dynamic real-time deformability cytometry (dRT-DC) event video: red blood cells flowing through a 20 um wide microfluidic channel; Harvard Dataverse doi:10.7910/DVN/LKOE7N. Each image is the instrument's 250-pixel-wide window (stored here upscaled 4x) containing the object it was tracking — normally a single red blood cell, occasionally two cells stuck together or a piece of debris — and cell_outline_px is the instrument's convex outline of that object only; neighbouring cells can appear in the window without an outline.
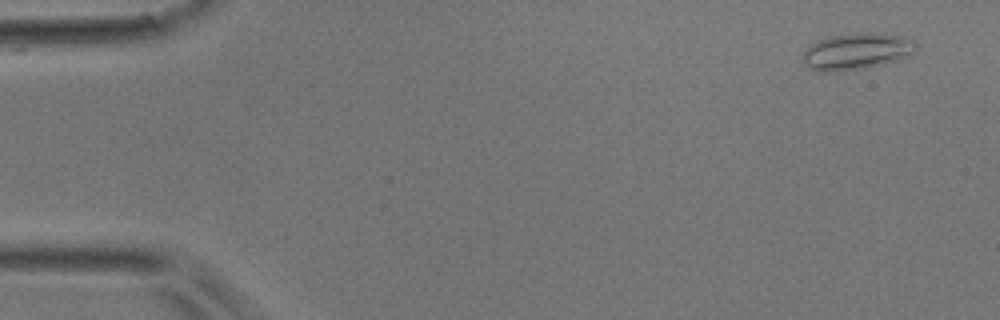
{"species": "common noctule bat (a hibernating species)", "species_latin": "Nyctalus noctula", "temperature_condition": "room temperature", "stored_images_in_passage": 49, "camera_frame_rate_fps": 3000, "um_per_image_px": 0.085, "animal": {"sex": "male", "body_mass_g": 17.9}, "frame": {"image": 1, "passage_image": 1, "time_ms": 0.0, "image_size_px": [1000, 320], "cell_outline_px": [[916, 48], [908, 56], [896, 60], [864, 68], [828, 72], [824, 72], [812, 68], [800, 56], [812, 44], [828, 36], [856, 32], [884, 32], [916, 40]], "centroid_in_image_um": [72.85, 4.32], "position_along_channel_um": 12.1, "area_um2": 23.93}}
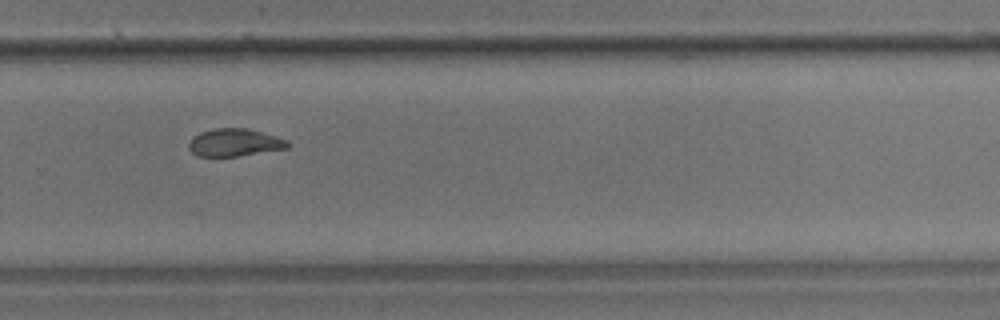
{"frame": {"image": 2, "passage_image": 32, "time_ms": 10.333, "image_size_px": [1000, 320], "cell_outline_px": [[288, 148], [236, 156], [196, 156], [188, 148], [188, 144], [192, 136], [200, 132], [216, 128], [248, 128], [288, 140]], "centroid_in_image_um": [19.89, 12.11], "position_along_channel_um": 309.9, "area_um2": 15.84}}
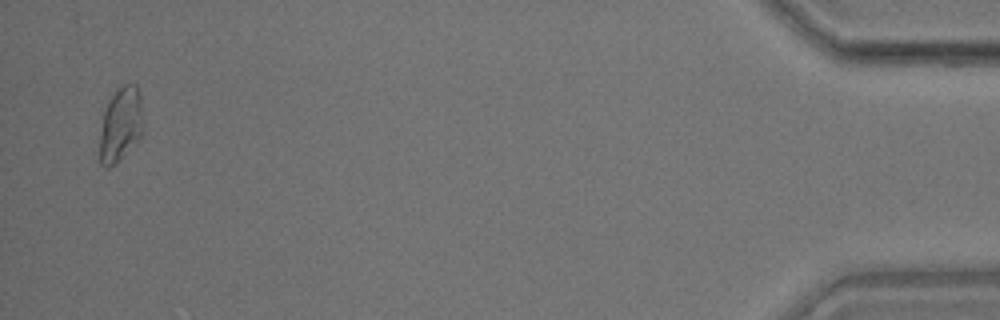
{"frame": {"image": 3, "passage_image": 47, "time_ms": 15.333, "image_size_px": [1000, 320], "cell_outline_px": [[144, 128], [140, 136], [116, 164], [108, 168], [104, 168], [100, 164], [100, 136], [104, 112], [116, 88], [124, 84], [136, 84], [140, 96]], "centroid_in_image_um": [10.26, 10.59], "position_along_channel_um": 424.9, "area_um2": 18.73}}